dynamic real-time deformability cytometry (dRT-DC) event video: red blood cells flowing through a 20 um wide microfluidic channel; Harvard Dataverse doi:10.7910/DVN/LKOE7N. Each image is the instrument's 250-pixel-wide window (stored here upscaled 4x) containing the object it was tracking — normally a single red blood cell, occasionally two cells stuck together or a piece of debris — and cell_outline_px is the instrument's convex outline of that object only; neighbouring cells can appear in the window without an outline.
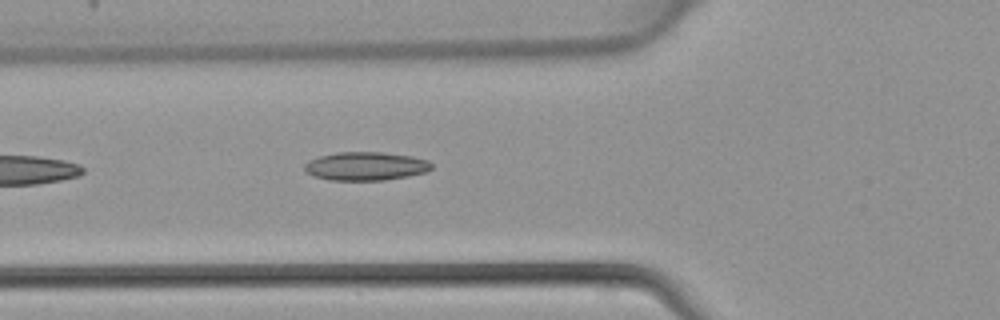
{"species": "common noctule bat (a hibernating species)", "species_latin": "Nyctalus noctula", "temperature_condition": "warm", "stored_images_in_passage": 33, "camera_frame_rate_fps": 3000, "um_per_image_px": 0.085, "animal": {"sex": "female", "body_mass_g": 22.7, "forearm_length_mm": 54.2}, "frame": {"image": 1, "passage_image": 5, "time_ms": 1.333, "image_size_px": [1000, 320], "cell_outline_px": [[432, 168], [424, 172], [408, 176], [384, 180], [328, 180], [312, 176], [304, 172], [304, 164], [308, 160], [320, 156], [336, 152], [380, 152], [412, 156], [428, 160], [432, 164]], "centroid_in_image_um": [31.04, 14.12], "position_along_channel_um": 94.8, "area_um2": 21.21}}
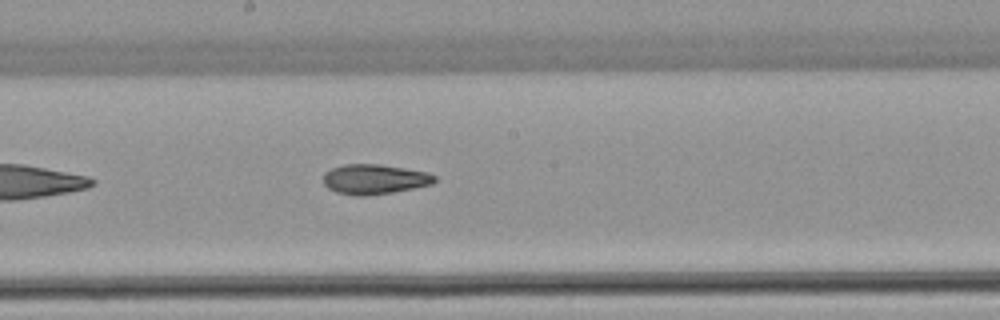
{"frame": {"image": 2, "passage_image": 13, "time_ms": 4.0, "image_size_px": [1000, 320], "cell_outline_px": [[436, 180], [432, 184], [392, 192], [364, 196], [352, 196], [336, 192], [328, 188], [324, 184], [324, 172], [332, 168], [344, 164], [380, 164], [428, 172], [436, 176]], "centroid_in_image_um": [31.81, 15.23], "position_along_channel_um": 216.4, "area_um2": 19.42}}
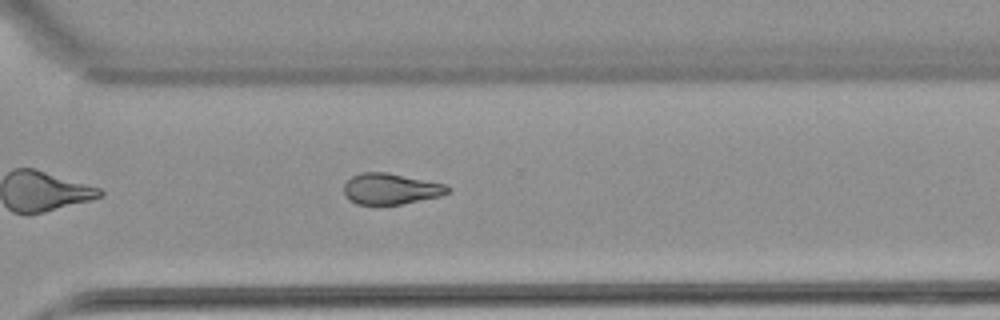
{"frame": {"image": 3, "passage_image": 21, "time_ms": 6.667, "image_size_px": [1000, 320], "cell_outline_px": [[452, 188], [448, 192], [440, 196], [404, 204], [356, 204], [348, 200], [344, 196], [344, 184], [352, 176], [364, 172], [384, 172], [448, 184]], "centroid_in_image_um": [33.22, 16.06], "position_along_channel_um": 337.4, "area_um2": 18.84}}